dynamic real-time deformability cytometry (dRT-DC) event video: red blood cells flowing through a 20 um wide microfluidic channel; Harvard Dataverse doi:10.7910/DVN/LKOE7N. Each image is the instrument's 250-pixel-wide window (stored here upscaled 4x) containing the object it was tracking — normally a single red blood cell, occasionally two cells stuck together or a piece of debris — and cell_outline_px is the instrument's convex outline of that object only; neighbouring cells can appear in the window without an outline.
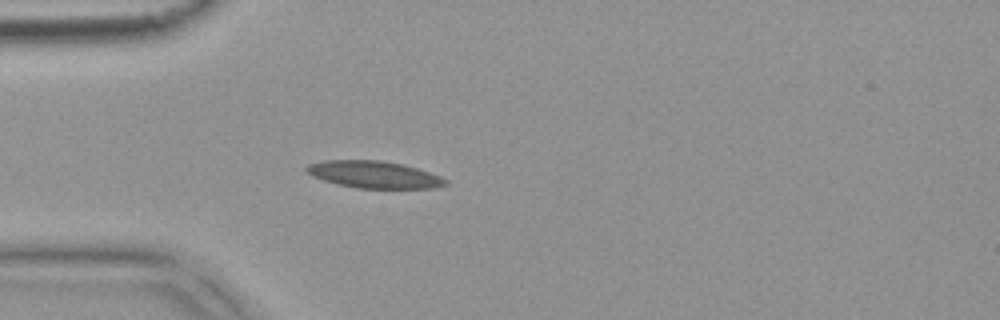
{"species": "common noctule bat (a hibernating species)", "species_latin": "Nyctalus noctula", "temperature_condition": "warm", "stored_images_in_passage": 3, "camera_frame_rate_fps": 3000, "um_per_image_px": 0.085, "animal": {"sex": "female", "body_mass_g": 18.4}, "frame": {"image": 1, "passage_image": 3, "time_ms": 0.667, "image_size_px": [1000, 320], "cell_outline_px": [[448, 184], [436, 188], [356, 188], [336, 184], [312, 176], [304, 172], [304, 168], [308, 164], [324, 160], [380, 160], [400, 164], [416, 168], [440, 176], [448, 180]], "centroid_in_image_um": [31.75, 14.84], "position_along_channel_um": 53.3, "area_um2": 21.96}}